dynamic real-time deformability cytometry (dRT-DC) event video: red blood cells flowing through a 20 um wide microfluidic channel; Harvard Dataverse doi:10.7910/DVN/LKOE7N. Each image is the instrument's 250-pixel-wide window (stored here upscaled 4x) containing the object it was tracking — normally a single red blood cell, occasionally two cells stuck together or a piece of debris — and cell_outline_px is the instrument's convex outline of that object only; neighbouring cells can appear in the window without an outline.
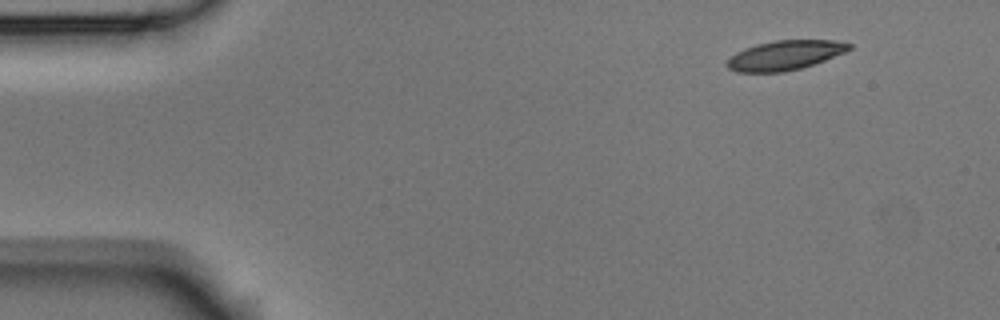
{"species": "Egyptian fruit bat (a non-hibernating species)", "species_latin": "Rousettus aegyptiacus", "temperature_condition": "room temperature", "stored_images_in_passage": 5, "camera_frame_rate_fps": 3000, "um_per_image_px": 0.085, "animal": {"sex": "male"}, "frame": {"image": 1, "passage_image": 1, "time_ms": 0.0, "image_size_px": [1000, 320], "cell_outline_px": [[852, 48], [844, 52], [824, 60], [800, 68], [784, 72], [736, 72], [728, 68], [724, 64], [736, 52], [744, 48], [756, 44], [776, 40], [832, 40], [852, 44]], "centroid_in_image_um": [66.68, 4.69], "position_along_channel_um": 18.3, "area_um2": 20.87}}
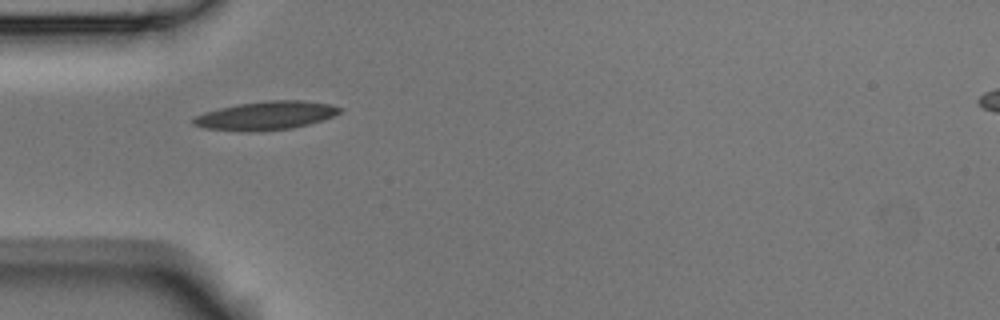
{"frame": {"image": 2, "passage_image": 4, "time_ms": 1.0, "image_size_px": [1000, 320], "cell_outline_px": [[344, 108], [340, 112], [332, 116], [308, 124], [292, 128], [252, 132], [236, 132], [204, 128], [192, 124], [192, 116], [204, 112], [220, 108], [240, 104], [268, 100], [304, 100], [328, 104]], "centroid_in_image_um": [22.54, 9.84], "position_along_channel_um": 62.5, "area_um2": 24.45}}
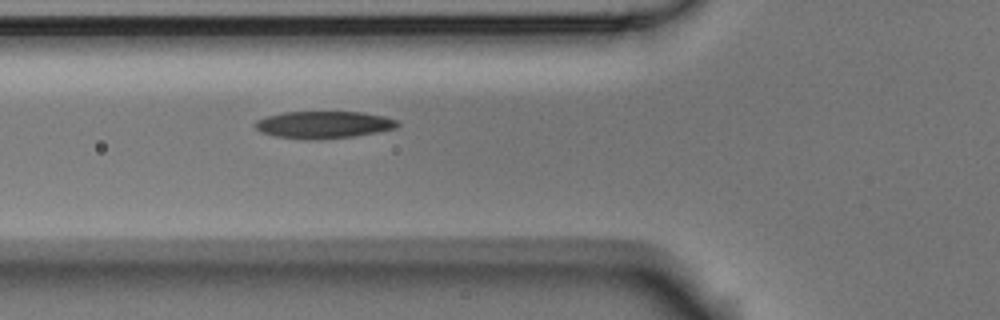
{"frame": {"image": 3, "passage_image": 5, "time_ms": 1.333, "image_size_px": [1000, 320], "cell_outline_px": [[400, 124], [396, 128], [376, 132], [352, 136], [272, 136], [260, 132], [252, 124], [256, 120], [268, 116], [284, 112], [364, 112], [384, 116], [396, 120]], "centroid_in_image_um": [27.52, 10.54], "position_along_channel_um": 98.3, "area_um2": 21.39}}